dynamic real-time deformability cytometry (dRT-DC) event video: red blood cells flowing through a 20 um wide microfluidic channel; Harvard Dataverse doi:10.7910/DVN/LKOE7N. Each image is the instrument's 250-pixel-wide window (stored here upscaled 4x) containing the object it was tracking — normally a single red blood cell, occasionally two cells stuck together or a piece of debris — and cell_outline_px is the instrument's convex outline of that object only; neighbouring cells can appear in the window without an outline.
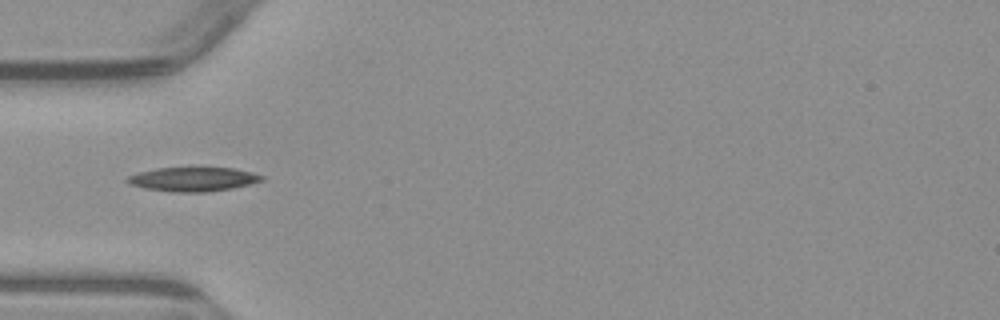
{"species": "common noctule bat (a hibernating species)", "species_latin": "Nyctalus noctula", "temperature_condition": "warm", "stored_images_in_passage": 2, "camera_frame_rate_fps": 3000, "um_per_image_px": 0.085, "animal": {"sex": "male", "body_mass_g": 23.1, "forearm_length_mm": 52.7}, "frame": {"image": 1, "passage_image": 2, "time_ms": 1.333, "image_size_px": [1000, 320], "cell_outline_px": [[264, 180], [232, 188], [208, 192], [172, 192], [144, 188], [132, 184], [124, 180], [128, 176], [140, 172], [156, 168], [232, 168], [252, 172], [264, 176]], "centroid_in_image_um": [16.41, 15.24], "position_along_channel_um": 68.6, "area_um2": 18.73}}